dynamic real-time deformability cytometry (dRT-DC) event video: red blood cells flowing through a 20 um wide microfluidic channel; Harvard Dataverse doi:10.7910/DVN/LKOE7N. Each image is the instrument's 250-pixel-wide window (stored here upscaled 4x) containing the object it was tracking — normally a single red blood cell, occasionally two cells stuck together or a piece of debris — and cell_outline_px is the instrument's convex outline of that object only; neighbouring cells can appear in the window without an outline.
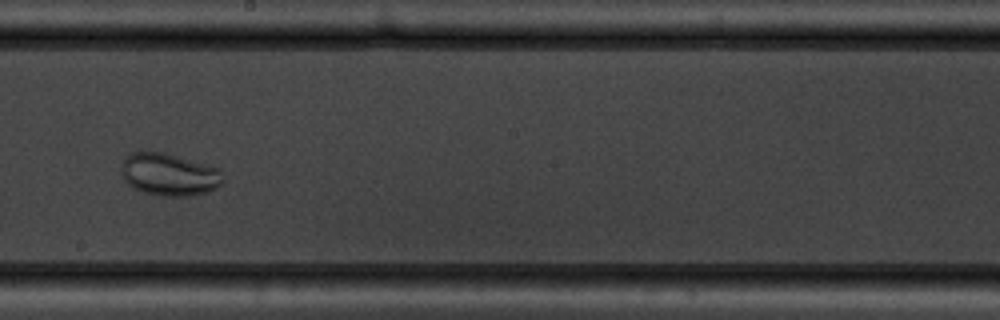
{"species": "common noctule bat (a hibernating species)", "species_latin": "Nyctalus noctula", "temperature_condition": "warm", "stored_images_in_passage": 14, "camera_frame_rate_fps": 3000, "um_per_image_px": 0.085, "animal": {"sex": "male", "body_mass_g": 19.5, "forearm_length_mm": 54.6}, "frame": {"image": 1, "passage_image": 8, "time_ms": 9.0, "image_size_px": [1000, 320], "cell_outline_px": [[224, 180], [216, 188], [208, 192], [188, 196], [160, 196], [144, 192], [132, 188], [124, 180], [120, 172], [120, 164], [132, 152], [164, 152], [216, 168], [220, 172]], "centroid_in_image_um": [14.32, 14.85], "position_along_channel_um": 233.9, "area_um2": 24.97}, "authors_computed_cell_mechanics": {"area_um2": 29.478, "velocity_mm_per_s": 3.7206, "shape_relaxation_time_tau1_ms": 3.8926, "shape_relaxation_time_tau2_ms": null, "deformation_change_tau1": 0.0475, "deformation_change_tau2": null}}